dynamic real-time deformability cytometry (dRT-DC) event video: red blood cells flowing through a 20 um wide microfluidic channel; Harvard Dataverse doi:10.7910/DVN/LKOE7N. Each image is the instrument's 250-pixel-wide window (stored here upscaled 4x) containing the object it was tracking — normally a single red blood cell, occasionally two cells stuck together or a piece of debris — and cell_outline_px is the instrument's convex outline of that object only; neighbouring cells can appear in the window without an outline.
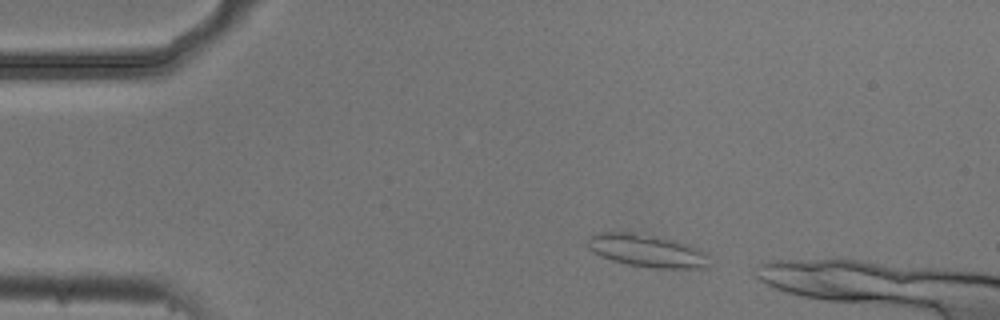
{"species": "common noctule bat (a hibernating species)", "species_latin": "Nyctalus noctula", "temperature_condition": "cold", "stored_images_in_passage": 3, "camera_frame_rate_fps": 3000, "um_per_image_px": 0.085, "animal": {"sex": "male", "body_mass_g": 20.5, "forearm_length_mm": 52.5}, "frame": {"image": 1, "passage_image": 1, "time_ms": 0.0, "image_size_px": [1000, 320], "cell_outline_px": [[708, 268], [652, 268], [628, 264], [612, 260], [588, 248], [588, 240], [596, 232], [632, 232], [676, 240], [700, 248], [708, 256]], "centroid_in_image_um": [55.04, 21.3], "position_along_channel_um": 30.0, "area_um2": 23.0}}